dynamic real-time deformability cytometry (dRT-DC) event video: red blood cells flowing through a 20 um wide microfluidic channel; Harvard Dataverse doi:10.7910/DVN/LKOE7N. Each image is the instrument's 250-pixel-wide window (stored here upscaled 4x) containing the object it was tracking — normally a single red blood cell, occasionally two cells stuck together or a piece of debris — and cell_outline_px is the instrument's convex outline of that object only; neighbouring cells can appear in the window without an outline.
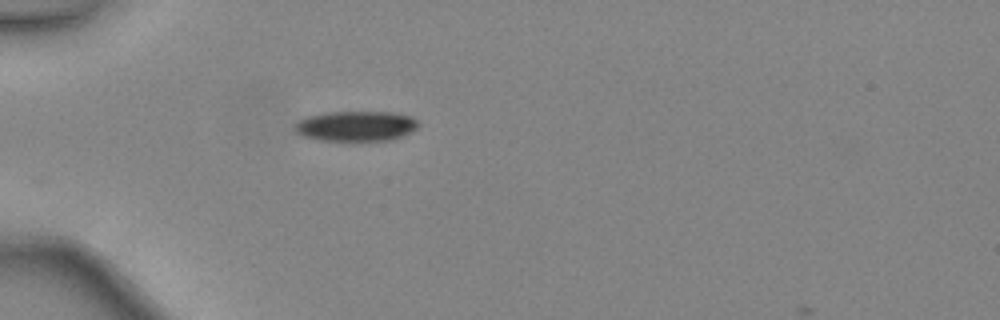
{"species": "common noctule bat (a hibernating species)", "species_latin": "Nyctalus noctula", "temperature_condition": "warm", "stored_images_in_passage": 33, "camera_frame_rate_fps": 3000, "um_per_image_px": 0.085, "animal": {"sex": "female", "body_mass_g": 24.6, "forearm_length_mm": 56.2}, "frame": {"image": 1, "passage_image": 1, "time_ms": 0.0, "image_size_px": [1000, 320], "cell_outline_px": [[420, 124], [416, 128], [392, 140], [320, 140], [304, 136], [296, 132], [292, 128], [292, 124], [296, 120], [308, 116], [328, 112], [392, 112], [408, 116], [416, 120]], "centroid_in_image_um": [30.18, 10.7], "position_along_channel_um": 54.8, "area_um2": 21.62}}
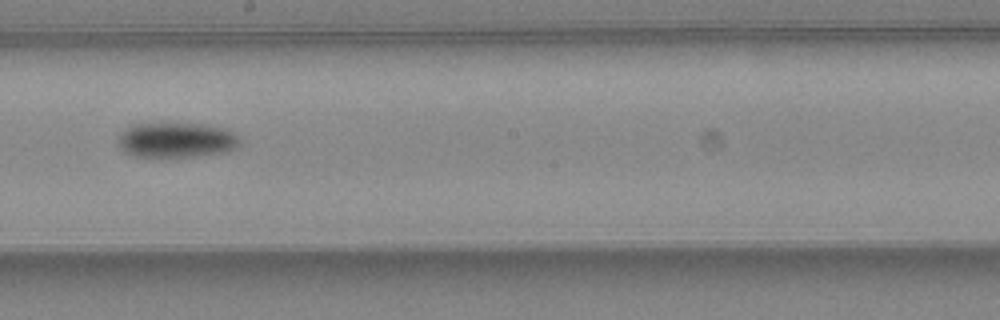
{"frame": {"image": 2, "passage_image": 14, "time_ms": 4.333, "image_size_px": [1000, 320], "cell_outline_px": [[240, 144], [236, 148], [228, 152], [196, 156], [160, 160], [132, 156], [124, 152], [120, 148], [116, 140], [132, 124], [208, 124], [228, 128], [240, 136]], "centroid_in_image_um": [15.03, 11.95], "position_along_channel_um": 233.2, "area_um2": 25.95}}
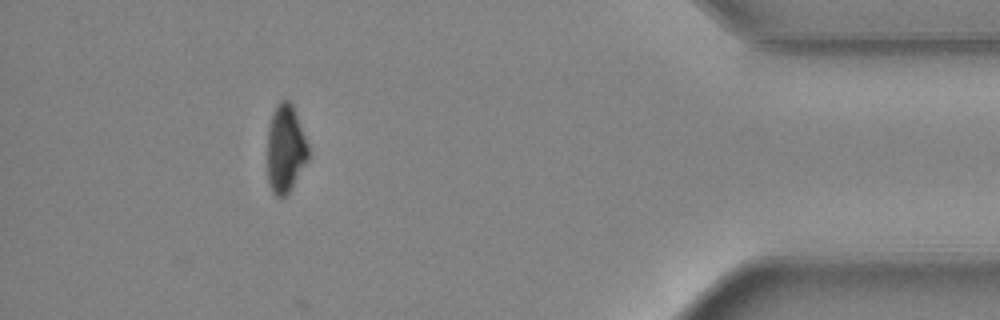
{"frame": {"image": 3, "passage_image": 29, "time_ms": 9.333, "image_size_px": [1000, 320], "cell_outline_px": [[308, 160], [288, 192], [280, 200], [272, 192], [268, 184], [268, 128], [272, 112], [276, 104], [280, 100], [288, 100], [292, 104], [308, 144]], "centroid_in_image_um": [24.25, 12.64], "position_along_channel_um": 411.0, "area_um2": 20.92}, "authors_computed_cell_mechanics": {"area_um2": 23.987, "velocity_mm_per_s": 4.4818, "shape_relaxation_time_tau1_ms": 2.6624, "shape_relaxation_time_tau2_ms": null, "deformation_change_tau1": 0.1286, "deformation_change_tau2": null}}